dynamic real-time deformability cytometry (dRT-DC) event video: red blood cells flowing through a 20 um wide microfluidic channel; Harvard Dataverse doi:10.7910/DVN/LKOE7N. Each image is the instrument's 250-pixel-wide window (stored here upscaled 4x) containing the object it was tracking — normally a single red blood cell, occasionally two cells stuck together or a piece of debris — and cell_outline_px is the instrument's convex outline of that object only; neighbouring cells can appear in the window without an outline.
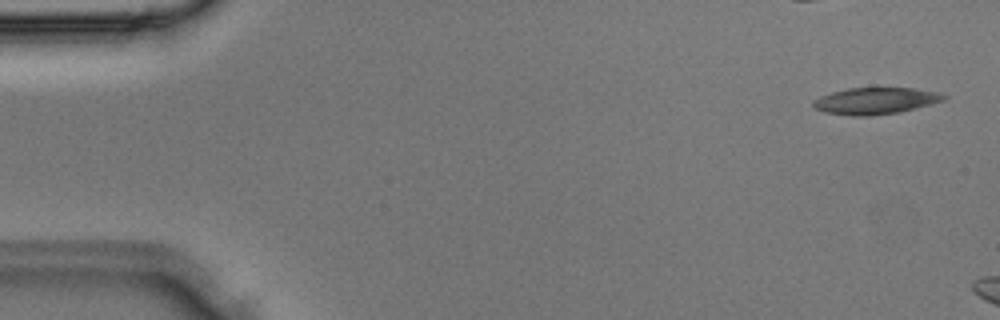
{"species": "Egyptian fruit bat (a non-hibernating species)", "species_latin": "Rousettus aegyptiacus", "temperature_condition": "room temperature", "stored_images_in_passage": 3, "camera_frame_rate_fps": 3000, "um_per_image_px": 0.085, "animal": {"sex": "male"}, "frame": {"image": 1, "passage_image": 1, "time_ms": 0.0, "image_size_px": [1000, 320], "cell_outline_px": [[948, 96], [944, 100], [916, 108], [900, 112], [872, 116], [852, 116], [824, 112], [816, 108], [812, 104], [812, 100], [820, 96], [832, 92], [848, 88], [916, 88], [940, 92]], "centroid_in_image_um": [74.43, 8.57], "position_along_channel_um": 10.6, "area_um2": 20.4}}